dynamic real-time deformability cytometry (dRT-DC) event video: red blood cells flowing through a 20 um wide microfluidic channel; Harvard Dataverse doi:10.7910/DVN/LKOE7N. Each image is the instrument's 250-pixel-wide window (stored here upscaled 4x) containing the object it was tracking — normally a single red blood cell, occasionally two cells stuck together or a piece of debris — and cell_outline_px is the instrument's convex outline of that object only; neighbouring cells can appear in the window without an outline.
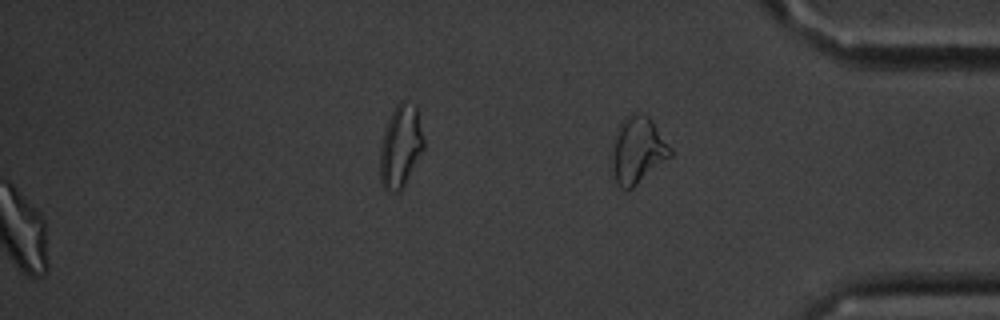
{"species": "common noctule bat (a hibernating species)", "species_latin": "Nyctalus noctula", "temperature_condition": "cold", "stored_images_in_passage": 35, "segment_of_instrument_passage": [2, 2], "camera_frame_rate_fps": 3000, "um_per_image_px": 0.085, "animal": {"sex": "male", "body_mass_g": 20.1, "forearm_length_mm": 53.5}, "frame": {"image": 1, "passage_image": 35, "time_ms": 11.333, "image_size_px": [1000, 320], "cell_outline_px": [[672, 156], [632, 188], [620, 188], [616, 184], [612, 168], [612, 152], [616, 136], [620, 124], [624, 116], [636, 112], [640, 112], [648, 116], [652, 120], [672, 148]], "centroid_in_image_um": [54.22, 12.75], "position_along_channel_um": 381.0, "area_um2": 22.6}}